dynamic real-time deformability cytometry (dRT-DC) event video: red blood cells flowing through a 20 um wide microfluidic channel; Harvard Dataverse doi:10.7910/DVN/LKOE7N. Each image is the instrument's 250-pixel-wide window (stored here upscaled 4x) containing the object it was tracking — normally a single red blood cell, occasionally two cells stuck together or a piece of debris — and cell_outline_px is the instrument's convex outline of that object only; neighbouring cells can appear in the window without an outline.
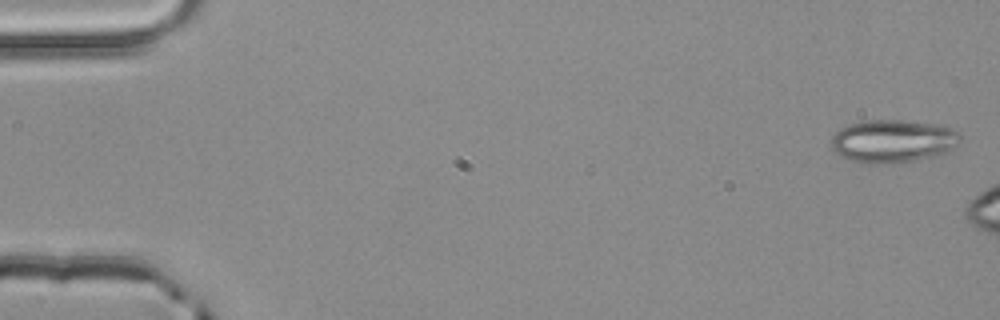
{"species": "common noctule bat (a hibernating species)", "species_latin": "Nyctalus noctula", "temperature_condition": "room temperature", "stored_images_in_passage": 3, "camera_frame_rate_fps": 3000, "um_per_image_px": 0.085, "animal": {"sex": "male", "body_mass_g": 20.4}, "frame": {"image": 1, "passage_image": 1, "time_ms": 0.0, "image_size_px": [1000, 320], "cell_outline_px": [[960, 140], [952, 148], [944, 152], [916, 160], [884, 164], [868, 164], [852, 160], [840, 156], [832, 148], [832, 136], [840, 128], [848, 124], [864, 120], [900, 120], [944, 124], [960, 132]], "centroid_in_image_um": [75.89, 11.97], "position_along_channel_um": 9.1, "area_um2": 32.37}}